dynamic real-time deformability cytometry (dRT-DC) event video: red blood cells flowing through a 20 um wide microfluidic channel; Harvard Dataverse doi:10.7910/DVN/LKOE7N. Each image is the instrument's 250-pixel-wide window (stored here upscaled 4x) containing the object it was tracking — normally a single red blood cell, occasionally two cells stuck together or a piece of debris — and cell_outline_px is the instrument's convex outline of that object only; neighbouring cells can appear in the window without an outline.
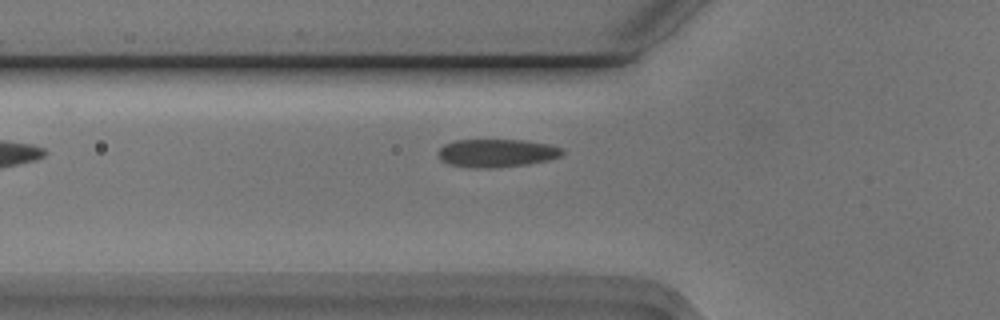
{"species": "Egyptian fruit bat (a non-hibernating species)", "species_latin": "Rousettus aegyptiacus", "temperature_condition": "cold", "stored_images_in_passage": 39, "camera_frame_rate_fps": 3000, "um_per_image_px": 0.085, "animal": {"sex": "male"}, "frame": {"image": 1, "passage_image": 3, "time_ms": 0.667, "image_size_px": [1000, 320], "cell_outline_px": [[564, 152], [560, 156], [548, 160], [528, 164], [492, 168], [468, 168], [448, 164], [440, 160], [436, 152], [444, 144], [456, 140], [524, 140], [548, 144], [560, 148]], "centroid_in_image_um": [42.15, 13.02], "position_along_channel_um": 83.6, "area_um2": 20.46}}
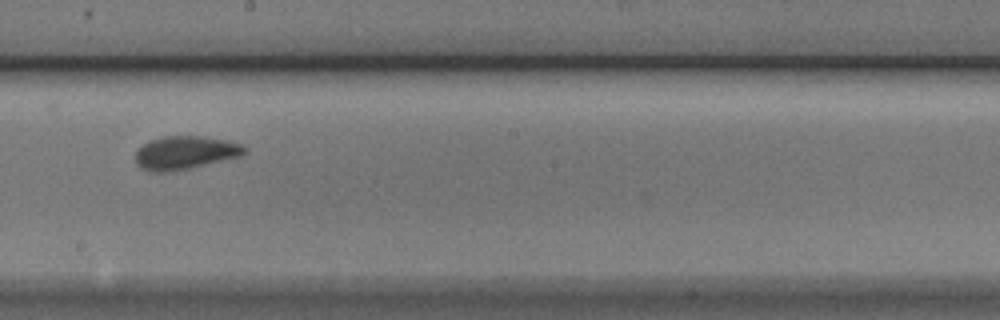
{"frame": {"image": 2, "passage_image": 15, "time_ms": 4.667, "image_size_px": [1000, 320], "cell_outline_px": [[248, 152], [240, 156], [172, 172], [152, 172], [140, 168], [136, 164], [136, 148], [152, 140], [164, 136], [204, 136], [228, 140], [240, 144], [248, 148]], "centroid_in_image_um": [15.74, 12.98], "position_along_channel_um": 232.5, "area_um2": 21.27}}
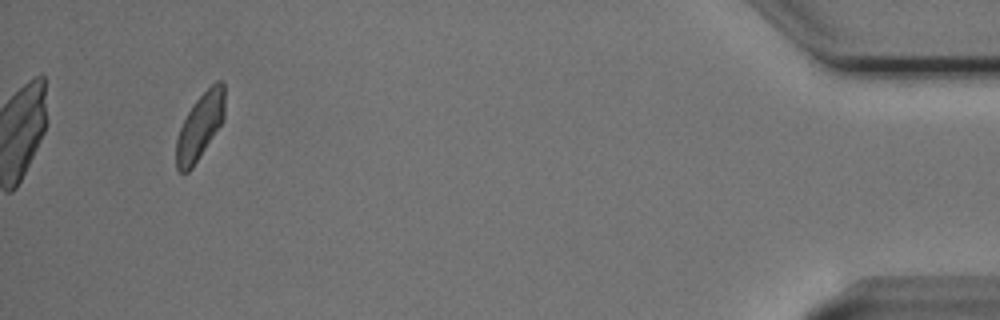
{"frame": {"image": 3, "passage_image": 36, "time_ms": 11.667, "image_size_px": [1000, 320], "cell_outline_px": [[224, 120], [192, 168], [188, 172], [180, 172], [176, 168], [176, 140], [180, 128], [192, 104], [216, 80], [220, 80], [224, 84]], "centroid_in_image_um": [17.0, 10.74], "position_along_channel_um": 418.2, "area_um2": 18.5}, "authors_computed_cell_mechanics": {"area_um2": 20.2878, "velocity_mm_per_s": 3.7153, "shape_relaxation_time_tau1_ms": 3.4864, "shape_relaxation_time_tau2_ms": 0.797, "deformation_change_tau1": 0.1007, "deformation_change_tau2": 0.0433}}